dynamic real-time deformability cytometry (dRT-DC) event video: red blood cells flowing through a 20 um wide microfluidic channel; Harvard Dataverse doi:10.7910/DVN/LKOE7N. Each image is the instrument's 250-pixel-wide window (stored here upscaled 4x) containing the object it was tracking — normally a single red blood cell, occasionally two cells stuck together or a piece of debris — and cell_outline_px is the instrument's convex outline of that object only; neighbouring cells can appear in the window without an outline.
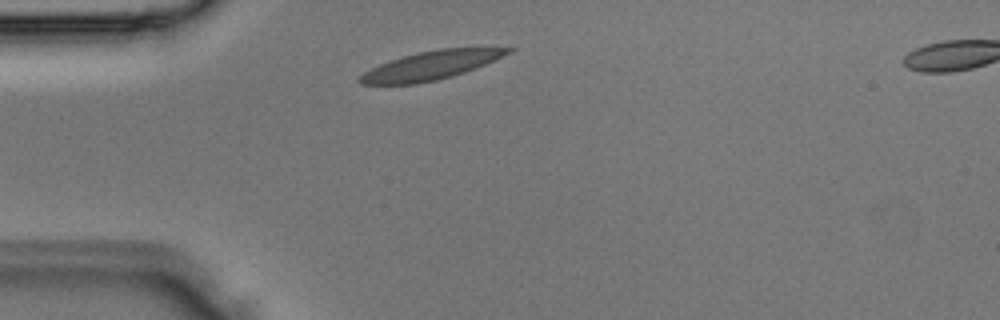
{"species": "Egyptian fruit bat (a non-hibernating species)", "species_latin": "Rousettus aegyptiacus", "temperature_condition": "room temperature", "stored_images_in_passage": 2, "segment_of_instrument_passage": [1, 2], "camera_frame_rate_fps": 3000, "um_per_image_px": 0.085, "animal": {"sex": "male"}, "frame": {"image": 1, "passage_image": 1, "time_ms": 0.0, "image_size_px": [1000, 320], "cell_outline_px": [[516, 48], [512, 52], [476, 68], [452, 76], [436, 80], [416, 84], [360, 84], [356, 80], [364, 72], [380, 64], [404, 56], [420, 52], [440, 48], [476, 44], [480, 44]], "centroid_in_image_um": [36.8, 5.49], "position_along_channel_um": 48.2, "area_um2": 25.43}}